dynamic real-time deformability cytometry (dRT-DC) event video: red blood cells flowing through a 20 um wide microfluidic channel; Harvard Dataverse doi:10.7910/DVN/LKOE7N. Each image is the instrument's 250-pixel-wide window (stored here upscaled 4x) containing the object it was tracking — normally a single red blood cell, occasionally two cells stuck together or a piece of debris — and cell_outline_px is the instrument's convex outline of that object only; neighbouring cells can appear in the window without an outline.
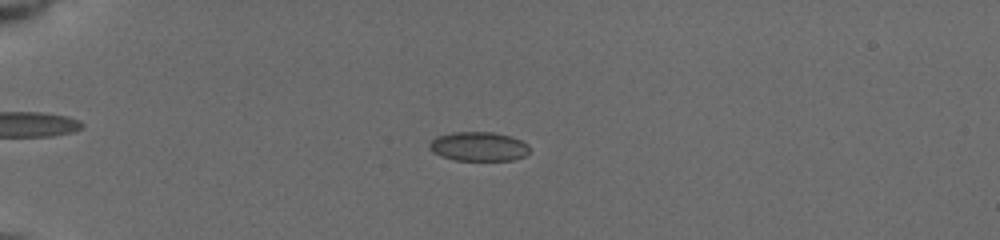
{"species": "common noctule bat (a hibernating species)", "species_latin": "Nyctalus noctula", "temperature_condition": "cold", "stored_images_in_passage": 32, "camera_frame_rate_fps": 3000, "um_per_image_px": 0.085, "animal": {"sex": "female", "body_mass_g": 19.5, "forearm_length_mm": 54.1}, "frame": {"image": 1, "passage_image": 14, "time_ms": 5.0, "image_size_px": [1000, 240], "cell_outline_px": [[528, 152], [524, 156], [512, 160], [456, 160], [440, 156], [432, 152], [428, 148], [428, 144], [436, 136], [452, 132], [492, 132], [512, 136], [528, 144]], "centroid_in_image_um": [40.64, 12.44], "position_along_channel_um": 44.4, "area_um2": 17.11}}
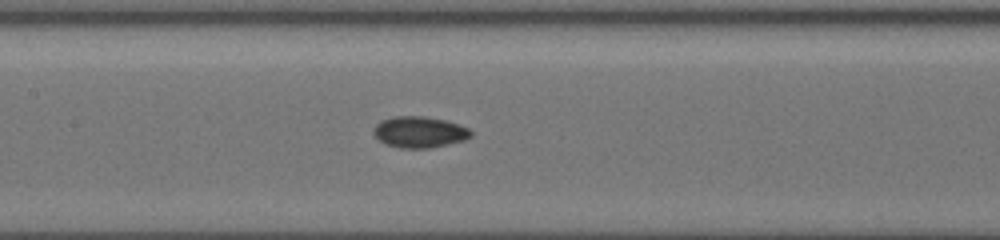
{"frame": {"image": 2, "passage_image": 27, "time_ms": 9.333, "image_size_px": [1000, 240], "cell_outline_px": [[472, 136], [464, 140], [448, 144], [428, 148], [400, 148], [388, 144], [380, 140], [372, 132], [376, 124], [380, 120], [392, 116], [424, 116], [444, 120], [460, 124], [468, 128], [472, 132]], "centroid_in_image_um": [35.66, 11.21], "position_along_channel_um": 171.7, "area_um2": 17.69}}
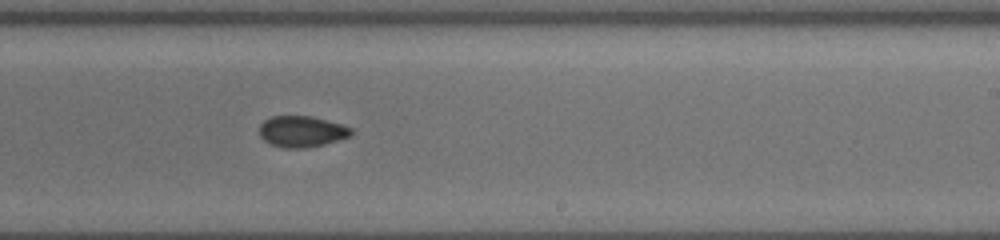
{"frame": {"image": 3, "passage_image": 32, "time_ms": 11.667, "image_size_px": [1000, 240], "cell_outline_px": [[352, 136], [324, 144], [304, 148], [284, 148], [268, 144], [260, 136], [260, 124], [264, 120], [272, 116], [312, 116], [340, 124], [352, 128]], "centroid_in_image_um": [25.63, 11.18], "position_along_channel_um": 263.4, "area_um2": 16.7}}